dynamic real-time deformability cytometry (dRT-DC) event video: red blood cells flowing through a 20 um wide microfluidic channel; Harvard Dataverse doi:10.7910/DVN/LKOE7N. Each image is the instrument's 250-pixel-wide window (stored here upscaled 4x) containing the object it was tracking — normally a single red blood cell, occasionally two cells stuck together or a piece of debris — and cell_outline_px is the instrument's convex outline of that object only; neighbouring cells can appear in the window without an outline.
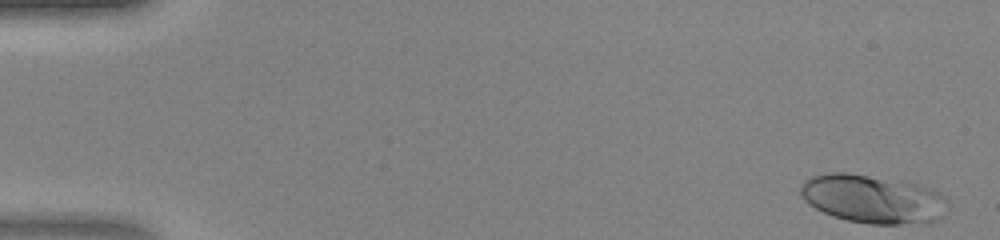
{"species": "human", "species_latin": "Homo sapiens", "temperature_condition": "warm", "stored_images_in_passage": 46, "camera_frame_rate_fps": 3000, "um_per_image_px": 0.085, "donor": {"sex": "female"}, "frame": {"image": 1, "passage_image": 1, "time_ms": 0.0, "image_size_px": [1000, 240], "cell_outline_px": [[944, 196], [940, 220], [900, 224], [868, 224], [848, 220], [832, 216], [808, 204], [800, 196], [800, 184], [804, 180], [812, 176], [832, 172], [844, 172], [908, 180], [936, 188]], "centroid_in_image_um": [74.15, 16.87], "position_along_channel_um": 10.8, "area_um2": 41.91}}
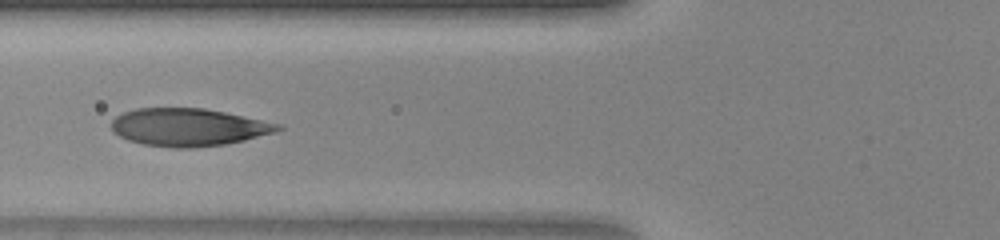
{"frame": {"image": 2, "passage_image": 18, "time_ms": 5.667, "image_size_px": [1000, 240], "cell_outline_px": [[284, 128], [276, 132], [244, 140], [224, 144], [192, 148], [172, 148], [144, 144], [128, 140], [112, 132], [112, 120], [116, 116], [124, 112], [136, 108], [204, 108], [224, 112], [280, 124]], "centroid_in_image_um": [16.0, 10.81], "position_along_channel_um": 109.8, "area_um2": 36.41}}
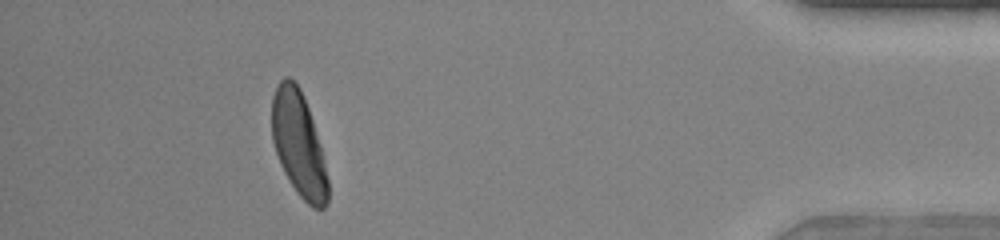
{"frame": {"image": 3, "passage_image": 42, "time_ms": 13.667, "image_size_px": [1000, 240], "cell_outline_px": [[328, 204], [324, 208], [312, 208], [296, 192], [284, 172], [280, 164], [272, 140], [272, 96], [280, 80], [284, 76], [288, 76], [300, 88], [304, 96], [312, 120], [320, 148], [328, 180]], "centroid_in_image_um": [25.37, 12.26], "position_along_channel_um": 409.8, "area_um2": 33.76}}